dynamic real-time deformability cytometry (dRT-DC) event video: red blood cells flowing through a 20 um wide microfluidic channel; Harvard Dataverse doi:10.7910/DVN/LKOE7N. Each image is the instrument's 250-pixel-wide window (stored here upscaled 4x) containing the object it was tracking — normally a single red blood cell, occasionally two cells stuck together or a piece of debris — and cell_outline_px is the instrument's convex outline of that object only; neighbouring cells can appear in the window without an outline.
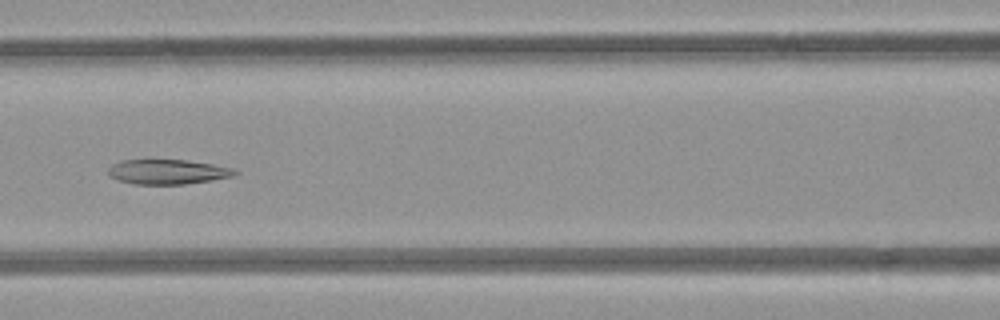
{"species": "common noctule bat (a hibernating species)", "species_latin": "Nyctalus noctula", "temperature_condition": "room temperature", "stored_images_in_passage": 6, "camera_frame_rate_fps": 3000, "um_per_image_px": 0.085, "animal": {"sex": "female", "body_mass_g": 21.9}, "frame": {"image": 1, "passage_image": 6, "time_ms": 5.667, "image_size_px": [1000, 320], "cell_outline_px": [[240, 172], [236, 176], [212, 180], [184, 184], [132, 184], [116, 180], [108, 176], [108, 168], [112, 164], [120, 160], [184, 160], [212, 164], [236, 168]], "centroid_in_image_um": [14.26, 14.61], "position_along_channel_um": 152.3, "area_um2": 18.55}}